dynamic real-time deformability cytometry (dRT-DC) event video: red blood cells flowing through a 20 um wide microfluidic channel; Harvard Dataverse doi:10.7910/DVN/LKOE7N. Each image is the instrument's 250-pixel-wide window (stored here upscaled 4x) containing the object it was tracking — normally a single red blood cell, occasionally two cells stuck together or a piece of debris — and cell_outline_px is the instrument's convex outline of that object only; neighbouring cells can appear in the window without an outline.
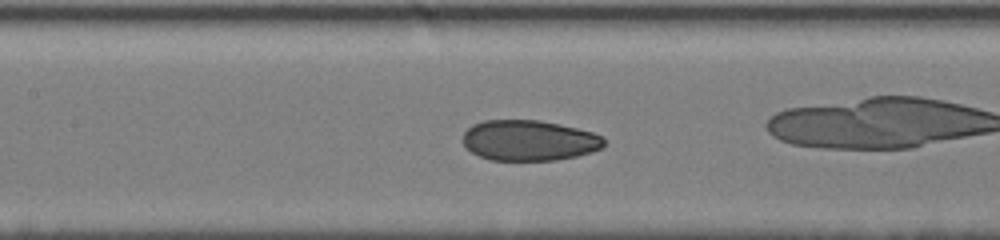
{"species": "human", "species_latin": "Homo sapiens", "temperature_condition": "cold", "stored_images_in_passage": 69, "camera_frame_rate_fps": 3000, "um_per_image_px": 0.085, "donor": {"sex": "male"}, "frame": {"image": 1, "passage_image": 30, "time_ms": 6.333, "image_size_px": [1000, 240], "cell_outline_px": [[604, 148], [592, 152], [576, 156], [556, 160], [492, 160], [480, 156], [464, 148], [464, 132], [472, 124], [484, 120], [540, 120], [560, 124], [592, 132], [604, 136]], "centroid_in_image_um": [44.99, 11.93], "position_along_channel_um": 162.4, "area_um2": 33.52}, "authors_computed_cell_mechanics": {"area_um2": 34.68, "velocity_mm_per_s": 4.0625, "shape_relaxation_time_tau1_ms": 9.6645, "shape_relaxation_time_tau2_ms": 1.3883, "deformation_change_tau1": 0.18, "deformation_change_tau2": 0.0549}}